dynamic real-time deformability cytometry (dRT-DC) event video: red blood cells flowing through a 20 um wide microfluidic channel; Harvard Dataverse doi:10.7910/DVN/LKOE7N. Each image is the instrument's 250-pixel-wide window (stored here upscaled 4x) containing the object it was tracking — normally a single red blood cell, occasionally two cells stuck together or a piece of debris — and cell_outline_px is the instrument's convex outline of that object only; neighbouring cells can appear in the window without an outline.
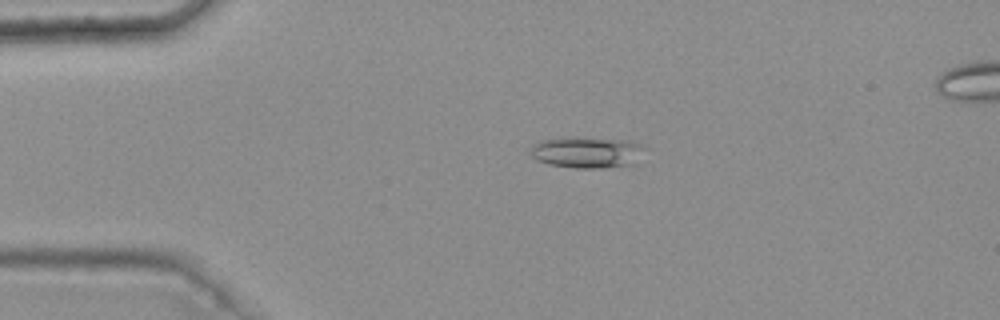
{"species": "common noctule bat (a hibernating species)", "species_latin": "Nyctalus noctula", "temperature_condition": "warm", "stored_images_in_passage": 6, "camera_frame_rate_fps": 3000, "um_per_image_px": 0.085, "animal": {"sex": "female", "body_mass_g": 25.1}, "frame": {"image": 1, "passage_image": 4, "time_ms": 1.0, "image_size_px": [1000, 320], "cell_outline_px": [[648, 148], [636, 164], [604, 168], [576, 168], [548, 164], [536, 160], [528, 152], [536, 144], [544, 140], [560, 136], [572, 136], [628, 140], [640, 144]], "centroid_in_image_um": [49.95, 12.94], "position_along_channel_um": 35.1, "area_um2": 21.44}}